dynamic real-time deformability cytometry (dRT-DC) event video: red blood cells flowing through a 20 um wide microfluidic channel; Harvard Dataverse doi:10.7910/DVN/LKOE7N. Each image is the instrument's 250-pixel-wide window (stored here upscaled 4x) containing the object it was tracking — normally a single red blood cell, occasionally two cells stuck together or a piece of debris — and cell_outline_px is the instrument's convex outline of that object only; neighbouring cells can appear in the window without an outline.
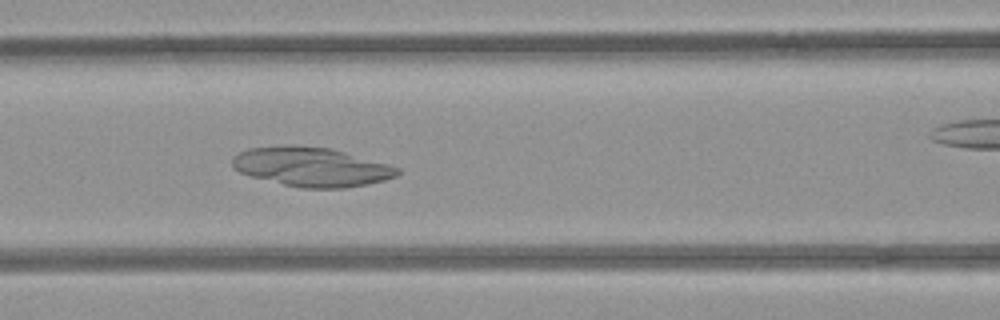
{"species": "common noctule bat (a hibernating species)", "species_latin": "Nyctalus noctula", "temperature_condition": "room temperature", "stored_images_in_passage": 52, "camera_frame_rate_fps": 3000, "um_per_image_px": 0.085, "animal": {"sex": "female", "body_mass_g": 21.9}, "frame": {"image": 1, "passage_image": 23, "time_ms": 7.333, "image_size_px": [1000, 320], "cell_outline_px": [[400, 172], [396, 176], [384, 180], [368, 184], [344, 188], [300, 188], [252, 176], [240, 172], [232, 168], [232, 156], [248, 148], [288, 144], [292, 144], [332, 148], [388, 164], [400, 168]], "centroid_in_image_um": [26.46, 14.16], "position_along_channel_um": 140.1, "area_um2": 37.92}}